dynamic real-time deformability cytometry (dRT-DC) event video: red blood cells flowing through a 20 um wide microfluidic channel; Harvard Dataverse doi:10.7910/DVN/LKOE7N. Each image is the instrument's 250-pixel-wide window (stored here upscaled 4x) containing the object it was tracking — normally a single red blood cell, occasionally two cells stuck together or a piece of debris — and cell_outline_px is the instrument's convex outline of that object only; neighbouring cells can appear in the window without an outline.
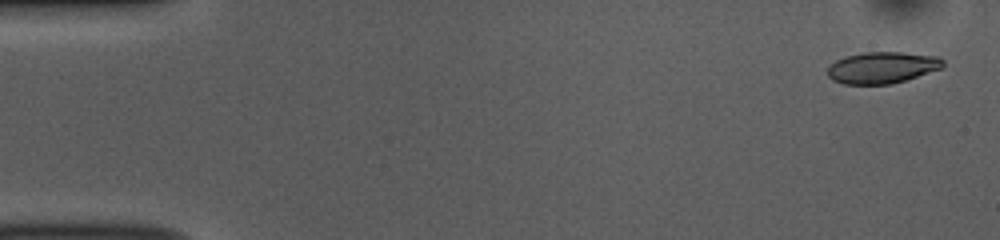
{"species": "common noctule bat (a hibernating species)", "species_latin": "Nyctalus noctula", "temperature_condition": "room temperature", "stored_images_in_passage": 51, "camera_frame_rate_fps": 3000, "um_per_image_px": 0.085, "animal": {"sex": "female", "body_mass_g": 10.0, "forearm_length_mm": 53.1}, "frame": {"image": 1, "passage_image": 2, "time_ms": 0.333, "image_size_px": [1000, 240], "cell_outline_px": [[944, 64], [940, 68], [892, 84], [844, 84], [832, 80], [828, 76], [828, 68], [836, 60], [848, 56], [864, 52], [904, 52], [940, 56], [944, 60]], "centroid_in_image_um": [74.99, 5.73], "position_along_channel_um": 10.0, "area_um2": 21.04}}
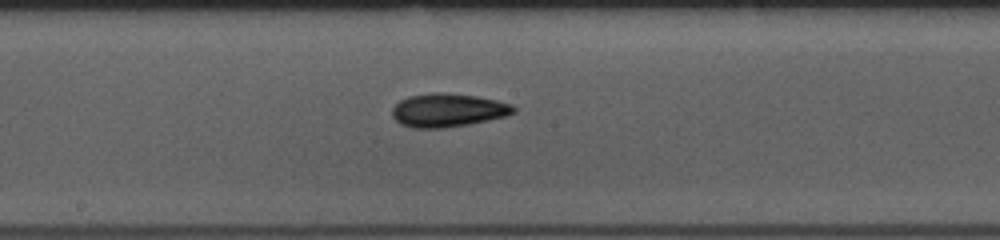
{"frame": {"image": 2, "passage_image": 27, "time_ms": 8.667, "image_size_px": [1000, 240], "cell_outline_px": [[516, 112], [504, 116], [468, 124], [444, 128], [412, 128], [400, 124], [392, 116], [392, 108], [400, 100], [408, 96], [432, 92], [444, 92], [476, 96], [496, 100], [512, 104], [516, 108]], "centroid_in_image_um": [38.04, 9.36], "position_along_channel_um": 210.2, "area_um2": 23.7}}
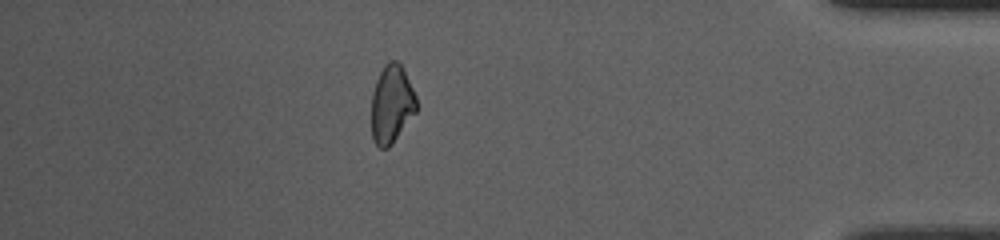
{"frame": {"image": 3, "passage_image": 45, "time_ms": 14.667, "image_size_px": [1000, 240], "cell_outline_px": [[416, 112], [392, 144], [388, 148], [380, 148], [372, 140], [372, 92], [376, 80], [384, 64], [388, 60], [396, 60], [404, 68], [416, 96]], "centroid_in_image_um": [33.28, 8.83], "position_along_channel_um": 401.9, "area_um2": 20.58}, "authors_computed_cell_mechanics": {"area_um2": 21.7328, "velocity_mm_per_s": 3.8919, "shape_relaxation_time_tau1_ms": 5.7895, "shape_relaxation_time_tau2_ms": null, "deformation_change_tau1": 0.1479, "deformation_change_tau2": null}}